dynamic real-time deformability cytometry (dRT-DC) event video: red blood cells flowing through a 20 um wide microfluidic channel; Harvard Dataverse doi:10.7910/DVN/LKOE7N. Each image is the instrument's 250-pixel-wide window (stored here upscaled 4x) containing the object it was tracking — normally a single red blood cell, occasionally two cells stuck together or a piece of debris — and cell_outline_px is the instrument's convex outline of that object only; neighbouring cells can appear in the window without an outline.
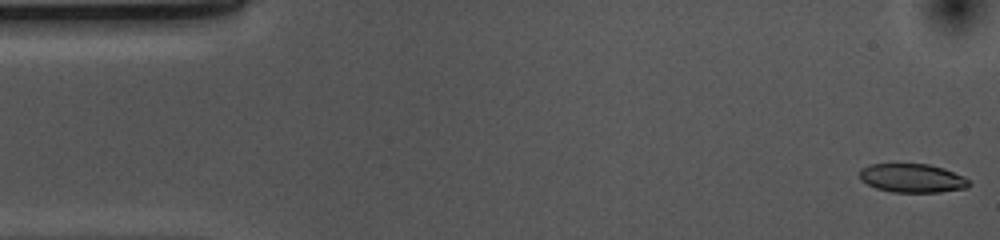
{"species": "common noctule bat (a hibernating species)", "species_latin": "Nyctalus noctula", "temperature_condition": "cold", "stored_images_in_passage": 38, "camera_frame_rate_fps": 3000, "um_per_image_px": 0.085, "animal": {"sex": "female", "body_mass_g": 10.0, "forearm_length_mm": 53.1}, "frame": {"image": 1, "passage_image": 1, "time_ms": 0.0, "image_size_px": [1000, 240], "cell_outline_px": [[972, 184], [968, 188], [940, 192], [892, 192], [876, 188], [860, 180], [860, 168], [868, 164], [928, 164], [944, 168], [964, 176]], "centroid_in_image_um": [77.56, 15.14], "position_along_channel_um": 7.4, "area_um2": 18.5}}
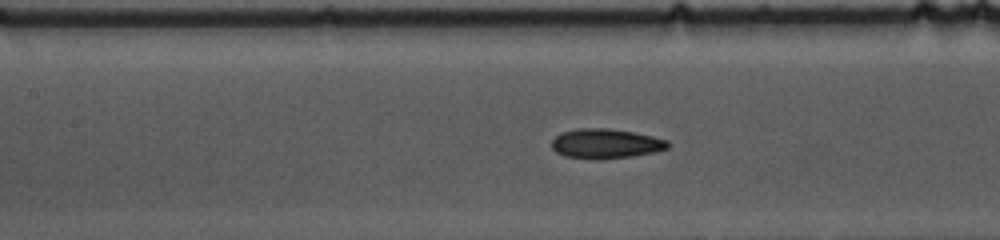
{"frame": {"image": 2, "passage_image": 22, "time_ms": 7.0, "image_size_px": [1000, 240], "cell_outline_px": [[668, 148], [656, 152], [632, 156], [596, 160], [592, 160], [564, 156], [556, 152], [552, 148], [552, 140], [560, 132], [580, 128], [608, 128], [632, 132], [652, 136], [668, 140]], "centroid_in_image_um": [51.46, 12.22], "position_along_channel_um": 155.9, "area_um2": 20.23}}
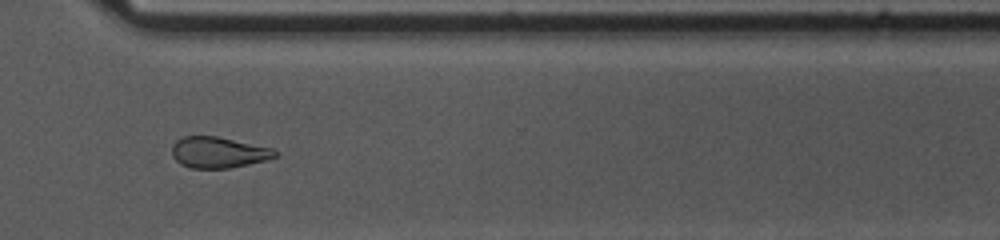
{"frame": {"image": 3, "passage_image": 38, "time_ms": 12.333, "image_size_px": [1000, 240], "cell_outline_px": [[276, 156], [268, 160], [228, 168], [192, 168], [180, 164], [172, 156], [172, 144], [176, 140], [184, 136], [216, 136], [272, 148], [276, 152]], "centroid_in_image_um": [18.53, 12.95], "position_along_channel_um": 352.1, "area_um2": 18.55}}